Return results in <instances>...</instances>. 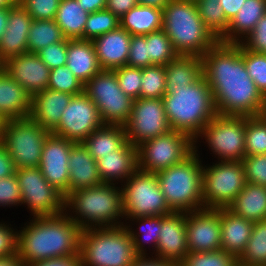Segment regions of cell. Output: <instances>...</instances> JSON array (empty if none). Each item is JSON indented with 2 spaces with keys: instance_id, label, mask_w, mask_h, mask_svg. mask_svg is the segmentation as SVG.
<instances>
[{
  "instance_id": "f5cc1de1",
  "label": "cell",
  "mask_w": 266,
  "mask_h": 266,
  "mask_svg": "<svg viewBox=\"0 0 266 266\" xmlns=\"http://www.w3.org/2000/svg\"><path fill=\"white\" fill-rule=\"evenodd\" d=\"M164 216H149V217H136L133 219H137L142 221L143 225L147 226V228L143 229L145 231H143L142 229V225L140 228V230H142L141 232H143V236H144V240L143 241H147V242H154V247L157 249L158 246V241H159V234L161 231V227H162V218Z\"/></svg>"
},
{
  "instance_id": "484cf974",
  "label": "cell",
  "mask_w": 266,
  "mask_h": 266,
  "mask_svg": "<svg viewBox=\"0 0 266 266\" xmlns=\"http://www.w3.org/2000/svg\"><path fill=\"white\" fill-rule=\"evenodd\" d=\"M219 216L221 224V249L238 259L251 238L254 222L233 214L227 208L219 209Z\"/></svg>"
},
{
  "instance_id": "4316f807",
  "label": "cell",
  "mask_w": 266,
  "mask_h": 266,
  "mask_svg": "<svg viewBox=\"0 0 266 266\" xmlns=\"http://www.w3.org/2000/svg\"><path fill=\"white\" fill-rule=\"evenodd\" d=\"M97 167L103 183L129 178L137 169V147L126 141L118 150L98 159Z\"/></svg>"
},
{
  "instance_id": "ffe728a7",
  "label": "cell",
  "mask_w": 266,
  "mask_h": 266,
  "mask_svg": "<svg viewBox=\"0 0 266 266\" xmlns=\"http://www.w3.org/2000/svg\"><path fill=\"white\" fill-rule=\"evenodd\" d=\"M186 212H173L162 218L157 255L159 259L180 264L189 253L186 232Z\"/></svg>"
},
{
  "instance_id": "f546056e",
  "label": "cell",
  "mask_w": 266,
  "mask_h": 266,
  "mask_svg": "<svg viewBox=\"0 0 266 266\" xmlns=\"http://www.w3.org/2000/svg\"><path fill=\"white\" fill-rule=\"evenodd\" d=\"M265 13L266 0H245L238 13L229 22L227 32L219 41L222 43H239L240 41L236 36L250 34Z\"/></svg>"
},
{
  "instance_id": "e7e4bbea",
  "label": "cell",
  "mask_w": 266,
  "mask_h": 266,
  "mask_svg": "<svg viewBox=\"0 0 266 266\" xmlns=\"http://www.w3.org/2000/svg\"><path fill=\"white\" fill-rule=\"evenodd\" d=\"M9 6L0 8V40L5 32L8 22Z\"/></svg>"
},
{
  "instance_id": "cb8c5ba5",
  "label": "cell",
  "mask_w": 266,
  "mask_h": 266,
  "mask_svg": "<svg viewBox=\"0 0 266 266\" xmlns=\"http://www.w3.org/2000/svg\"><path fill=\"white\" fill-rule=\"evenodd\" d=\"M32 95L0 66V116L13 120L30 116Z\"/></svg>"
},
{
  "instance_id": "52a82bcc",
  "label": "cell",
  "mask_w": 266,
  "mask_h": 266,
  "mask_svg": "<svg viewBox=\"0 0 266 266\" xmlns=\"http://www.w3.org/2000/svg\"><path fill=\"white\" fill-rule=\"evenodd\" d=\"M113 184L102 183L98 186L72 191L65 197V207H73L76 210L75 212L82 217V219H79L78 216L76 218L69 216L82 230L94 227V225H89L91 221V223H95V228L96 225L99 228L102 225L103 228L122 226L120 224L116 225L117 222H113L119 216L124 215L122 190L115 189L114 186H111ZM84 218L87 219V222Z\"/></svg>"
},
{
  "instance_id": "836d02e7",
  "label": "cell",
  "mask_w": 266,
  "mask_h": 266,
  "mask_svg": "<svg viewBox=\"0 0 266 266\" xmlns=\"http://www.w3.org/2000/svg\"><path fill=\"white\" fill-rule=\"evenodd\" d=\"M79 6L76 0H61L59 3L54 20L67 39L84 40V28L89 13Z\"/></svg>"
},
{
  "instance_id": "3957f363",
  "label": "cell",
  "mask_w": 266,
  "mask_h": 266,
  "mask_svg": "<svg viewBox=\"0 0 266 266\" xmlns=\"http://www.w3.org/2000/svg\"><path fill=\"white\" fill-rule=\"evenodd\" d=\"M127 226L83 229L80 234L81 266H131L144 248Z\"/></svg>"
},
{
  "instance_id": "8d00e7d4",
  "label": "cell",
  "mask_w": 266,
  "mask_h": 266,
  "mask_svg": "<svg viewBox=\"0 0 266 266\" xmlns=\"http://www.w3.org/2000/svg\"><path fill=\"white\" fill-rule=\"evenodd\" d=\"M195 3L203 23L219 40L229 25L219 0H197Z\"/></svg>"
},
{
  "instance_id": "5b68a950",
  "label": "cell",
  "mask_w": 266,
  "mask_h": 266,
  "mask_svg": "<svg viewBox=\"0 0 266 266\" xmlns=\"http://www.w3.org/2000/svg\"><path fill=\"white\" fill-rule=\"evenodd\" d=\"M162 29L179 55L202 57L219 41L203 23L195 2L170 0L163 9Z\"/></svg>"
},
{
  "instance_id": "4fadbf2b",
  "label": "cell",
  "mask_w": 266,
  "mask_h": 266,
  "mask_svg": "<svg viewBox=\"0 0 266 266\" xmlns=\"http://www.w3.org/2000/svg\"><path fill=\"white\" fill-rule=\"evenodd\" d=\"M15 175L22 203L28 205L34 217L58 215L66 210L65 196L45 179L39 167L19 168Z\"/></svg>"
},
{
  "instance_id": "f6af8a7d",
  "label": "cell",
  "mask_w": 266,
  "mask_h": 266,
  "mask_svg": "<svg viewBox=\"0 0 266 266\" xmlns=\"http://www.w3.org/2000/svg\"><path fill=\"white\" fill-rule=\"evenodd\" d=\"M120 89L132 99L140 98L142 68L123 66L114 69Z\"/></svg>"
},
{
  "instance_id": "c3c4849f",
  "label": "cell",
  "mask_w": 266,
  "mask_h": 266,
  "mask_svg": "<svg viewBox=\"0 0 266 266\" xmlns=\"http://www.w3.org/2000/svg\"><path fill=\"white\" fill-rule=\"evenodd\" d=\"M127 66L137 68L151 66V60L148 57V42L146 41V35H132Z\"/></svg>"
},
{
  "instance_id": "bcb514c9",
  "label": "cell",
  "mask_w": 266,
  "mask_h": 266,
  "mask_svg": "<svg viewBox=\"0 0 266 266\" xmlns=\"http://www.w3.org/2000/svg\"><path fill=\"white\" fill-rule=\"evenodd\" d=\"M241 161L246 182L266 187V154L245 156Z\"/></svg>"
},
{
  "instance_id": "816d5d0a",
  "label": "cell",
  "mask_w": 266,
  "mask_h": 266,
  "mask_svg": "<svg viewBox=\"0 0 266 266\" xmlns=\"http://www.w3.org/2000/svg\"><path fill=\"white\" fill-rule=\"evenodd\" d=\"M22 204L20 187L13 174L6 178H0V205Z\"/></svg>"
},
{
  "instance_id": "89a4df30",
  "label": "cell",
  "mask_w": 266,
  "mask_h": 266,
  "mask_svg": "<svg viewBox=\"0 0 266 266\" xmlns=\"http://www.w3.org/2000/svg\"><path fill=\"white\" fill-rule=\"evenodd\" d=\"M182 1L196 2L197 0H182Z\"/></svg>"
},
{
  "instance_id": "277c9868",
  "label": "cell",
  "mask_w": 266,
  "mask_h": 266,
  "mask_svg": "<svg viewBox=\"0 0 266 266\" xmlns=\"http://www.w3.org/2000/svg\"><path fill=\"white\" fill-rule=\"evenodd\" d=\"M162 100L171 129L186 133L193 140L217 115L213 93L203 75L193 84L166 93Z\"/></svg>"
},
{
  "instance_id": "9a60e30c",
  "label": "cell",
  "mask_w": 266,
  "mask_h": 266,
  "mask_svg": "<svg viewBox=\"0 0 266 266\" xmlns=\"http://www.w3.org/2000/svg\"><path fill=\"white\" fill-rule=\"evenodd\" d=\"M123 126L127 141L133 146L172 130L162 98L134 99L130 116Z\"/></svg>"
},
{
  "instance_id": "680465c9",
  "label": "cell",
  "mask_w": 266,
  "mask_h": 266,
  "mask_svg": "<svg viewBox=\"0 0 266 266\" xmlns=\"http://www.w3.org/2000/svg\"><path fill=\"white\" fill-rule=\"evenodd\" d=\"M245 0H219L226 19L230 22L233 17L238 13L239 9L244 4Z\"/></svg>"
},
{
  "instance_id": "9c48e42d",
  "label": "cell",
  "mask_w": 266,
  "mask_h": 266,
  "mask_svg": "<svg viewBox=\"0 0 266 266\" xmlns=\"http://www.w3.org/2000/svg\"><path fill=\"white\" fill-rule=\"evenodd\" d=\"M194 142L188 134L174 130L141 142L136 146L137 167L157 174L180 164L194 152Z\"/></svg>"
},
{
  "instance_id": "94428289",
  "label": "cell",
  "mask_w": 266,
  "mask_h": 266,
  "mask_svg": "<svg viewBox=\"0 0 266 266\" xmlns=\"http://www.w3.org/2000/svg\"><path fill=\"white\" fill-rule=\"evenodd\" d=\"M79 7L87 13L105 10L107 0H76Z\"/></svg>"
},
{
  "instance_id": "44dd1931",
  "label": "cell",
  "mask_w": 266,
  "mask_h": 266,
  "mask_svg": "<svg viewBox=\"0 0 266 266\" xmlns=\"http://www.w3.org/2000/svg\"><path fill=\"white\" fill-rule=\"evenodd\" d=\"M33 18L16 1L9 6L8 22L0 40V64L6 59L28 52V34Z\"/></svg>"
},
{
  "instance_id": "681fc988",
  "label": "cell",
  "mask_w": 266,
  "mask_h": 266,
  "mask_svg": "<svg viewBox=\"0 0 266 266\" xmlns=\"http://www.w3.org/2000/svg\"><path fill=\"white\" fill-rule=\"evenodd\" d=\"M51 70L67 63V38L61 42L50 44L36 53Z\"/></svg>"
},
{
  "instance_id": "d6a6232c",
  "label": "cell",
  "mask_w": 266,
  "mask_h": 266,
  "mask_svg": "<svg viewBox=\"0 0 266 266\" xmlns=\"http://www.w3.org/2000/svg\"><path fill=\"white\" fill-rule=\"evenodd\" d=\"M119 21L131 35H146L162 29L163 10L138 4Z\"/></svg>"
},
{
  "instance_id": "1f68e13d",
  "label": "cell",
  "mask_w": 266,
  "mask_h": 266,
  "mask_svg": "<svg viewBox=\"0 0 266 266\" xmlns=\"http://www.w3.org/2000/svg\"><path fill=\"white\" fill-rule=\"evenodd\" d=\"M166 93L195 83L202 75V58L179 55L165 65Z\"/></svg>"
},
{
  "instance_id": "9f6ffc18",
  "label": "cell",
  "mask_w": 266,
  "mask_h": 266,
  "mask_svg": "<svg viewBox=\"0 0 266 266\" xmlns=\"http://www.w3.org/2000/svg\"><path fill=\"white\" fill-rule=\"evenodd\" d=\"M25 266H81L80 255L41 260Z\"/></svg>"
},
{
  "instance_id": "7a4b0ae2",
  "label": "cell",
  "mask_w": 266,
  "mask_h": 266,
  "mask_svg": "<svg viewBox=\"0 0 266 266\" xmlns=\"http://www.w3.org/2000/svg\"><path fill=\"white\" fill-rule=\"evenodd\" d=\"M33 221L17 233V253L24 265L79 255L82 229L66 213L35 217Z\"/></svg>"
},
{
  "instance_id": "83f0119b",
  "label": "cell",
  "mask_w": 266,
  "mask_h": 266,
  "mask_svg": "<svg viewBox=\"0 0 266 266\" xmlns=\"http://www.w3.org/2000/svg\"><path fill=\"white\" fill-rule=\"evenodd\" d=\"M66 65L84 85L102 70L92 41L83 39H67Z\"/></svg>"
},
{
  "instance_id": "ba28073f",
  "label": "cell",
  "mask_w": 266,
  "mask_h": 266,
  "mask_svg": "<svg viewBox=\"0 0 266 266\" xmlns=\"http://www.w3.org/2000/svg\"><path fill=\"white\" fill-rule=\"evenodd\" d=\"M50 133L28 116L5 121L0 142L17 169L39 167L43 145Z\"/></svg>"
},
{
  "instance_id": "6125c7cd",
  "label": "cell",
  "mask_w": 266,
  "mask_h": 266,
  "mask_svg": "<svg viewBox=\"0 0 266 266\" xmlns=\"http://www.w3.org/2000/svg\"><path fill=\"white\" fill-rule=\"evenodd\" d=\"M0 266H25L17 254L0 257Z\"/></svg>"
},
{
  "instance_id": "f35d334b",
  "label": "cell",
  "mask_w": 266,
  "mask_h": 266,
  "mask_svg": "<svg viewBox=\"0 0 266 266\" xmlns=\"http://www.w3.org/2000/svg\"><path fill=\"white\" fill-rule=\"evenodd\" d=\"M146 41L148 42V57L151 60V66H165L179 56L163 29L146 34Z\"/></svg>"
},
{
  "instance_id": "e575fe53",
  "label": "cell",
  "mask_w": 266,
  "mask_h": 266,
  "mask_svg": "<svg viewBox=\"0 0 266 266\" xmlns=\"http://www.w3.org/2000/svg\"><path fill=\"white\" fill-rule=\"evenodd\" d=\"M64 39L61 28L54 19L33 20L27 38L28 52L37 53L50 44L61 42Z\"/></svg>"
},
{
  "instance_id": "7bdbcfd3",
  "label": "cell",
  "mask_w": 266,
  "mask_h": 266,
  "mask_svg": "<svg viewBox=\"0 0 266 266\" xmlns=\"http://www.w3.org/2000/svg\"><path fill=\"white\" fill-rule=\"evenodd\" d=\"M180 266H238V259L224 250L188 253Z\"/></svg>"
},
{
  "instance_id": "d6986e66",
  "label": "cell",
  "mask_w": 266,
  "mask_h": 266,
  "mask_svg": "<svg viewBox=\"0 0 266 266\" xmlns=\"http://www.w3.org/2000/svg\"><path fill=\"white\" fill-rule=\"evenodd\" d=\"M0 66L32 96L48 87L50 69L36 53L13 56Z\"/></svg>"
},
{
  "instance_id": "a7ac6f4b",
  "label": "cell",
  "mask_w": 266,
  "mask_h": 266,
  "mask_svg": "<svg viewBox=\"0 0 266 266\" xmlns=\"http://www.w3.org/2000/svg\"><path fill=\"white\" fill-rule=\"evenodd\" d=\"M263 115L266 117V98H265V108H264V111H263Z\"/></svg>"
},
{
  "instance_id": "ee69618b",
  "label": "cell",
  "mask_w": 266,
  "mask_h": 266,
  "mask_svg": "<svg viewBox=\"0 0 266 266\" xmlns=\"http://www.w3.org/2000/svg\"><path fill=\"white\" fill-rule=\"evenodd\" d=\"M242 58L249 77L254 81L264 98H266V54L250 51L242 45Z\"/></svg>"
},
{
  "instance_id": "8fae6325",
  "label": "cell",
  "mask_w": 266,
  "mask_h": 266,
  "mask_svg": "<svg viewBox=\"0 0 266 266\" xmlns=\"http://www.w3.org/2000/svg\"><path fill=\"white\" fill-rule=\"evenodd\" d=\"M242 161H222L202 168V200L206 209L227 208L246 185Z\"/></svg>"
},
{
  "instance_id": "6da1fadb",
  "label": "cell",
  "mask_w": 266,
  "mask_h": 266,
  "mask_svg": "<svg viewBox=\"0 0 266 266\" xmlns=\"http://www.w3.org/2000/svg\"><path fill=\"white\" fill-rule=\"evenodd\" d=\"M201 58L203 77L213 93L217 114L239 117L263 114L265 98L249 77L240 42L218 41Z\"/></svg>"
},
{
  "instance_id": "6f0895ef",
  "label": "cell",
  "mask_w": 266,
  "mask_h": 266,
  "mask_svg": "<svg viewBox=\"0 0 266 266\" xmlns=\"http://www.w3.org/2000/svg\"><path fill=\"white\" fill-rule=\"evenodd\" d=\"M16 166L5 146L0 142V178H6L16 173Z\"/></svg>"
},
{
  "instance_id": "003e7915",
  "label": "cell",
  "mask_w": 266,
  "mask_h": 266,
  "mask_svg": "<svg viewBox=\"0 0 266 266\" xmlns=\"http://www.w3.org/2000/svg\"><path fill=\"white\" fill-rule=\"evenodd\" d=\"M5 120L0 116V140L2 137V131H3V125H4Z\"/></svg>"
},
{
  "instance_id": "30bf717a",
  "label": "cell",
  "mask_w": 266,
  "mask_h": 266,
  "mask_svg": "<svg viewBox=\"0 0 266 266\" xmlns=\"http://www.w3.org/2000/svg\"><path fill=\"white\" fill-rule=\"evenodd\" d=\"M126 180L122 189V208L127 218L173 213L161 191L156 174L137 169Z\"/></svg>"
},
{
  "instance_id": "d4e9b609",
  "label": "cell",
  "mask_w": 266,
  "mask_h": 266,
  "mask_svg": "<svg viewBox=\"0 0 266 266\" xmlns=\"http://www.w3.org/2000/svg\"><path fill=\"white\" fill-rule=\"evenodd\" d=\"M72 94L46 88L32 96L30 117L44 129L52 132L60 123L62 112L69 104Z\"/></svg>"
},
{
  "instance_id": "91938a15",
  "label": "cell",
  "mask_w": 266,
  "mask_h": 266,
  "mask_svg": "<svg viewBox=\"0 0 266 266\" xmlns=\"http://www.w3.org/2000/svg\"><path fill=\"white\" fill-rule=\"evenodd\" d=\"M131 266H180V265L176 262L167 261L159 258H156V260L153 258L151 260H148L145 258L144 255V257L139 256Z\"/></svg>"
},
{
  "instance_id": "4dcf8cb0",
  "label": "cell",
  "mask_w": 266,
  "mask_h": 266,
  "mask_svg": "<svg viewBox=\"0 0 266 266\" xmlns=\"http://www.w3.org/2000/svg\"><path fill=\"white\" fill-rule=\"evenodd\" d=\"M127 141L124 126L103 124L82 143L97 161L118 150Z\"/></svg>"
},
{
  "instance_id": "e0dca14e",
  "label": "cell",
  "mask_w": 266,
  "mask_h": 266,
  "mask_svg": "<svg viewBox=\"0 0 266 266\" xmlns=\"http://www.w3.org/2000/svg\"><path fill=\"white\" fill-rule=\"evenodd\" d=\"M185 221L189 253L221 249L219 209L186 212Z\"/></svg>"
},
{
  "instance_id": "db71d44e",
  "label": "cell",
  "mask_w": 266,
  "mask_h": 266,
  "mask_svg": "<svg viewBox=\"0 0 266 266\" xmlns=\"http://www.w3.org/2000/svg\"><path fill=\"white\" fill-rule=\"evenodd\" d=\"M18 234L11 228L0 224V257L17 254Z\"/></svg>"
},
{
  "instance_id": "60d3db41",
  "label": "cell",
  "mask_w": 266,
  "mask_h": 266,
  "mask_svg": "<svg viewBox=\"0 0 266 266\" xmlns=\"http://www.w3.org/2000/svg\"><path fill=\"white\" fill-rule=\"evenodd\" d=\"M119 26V18L108 10L90 13L84 28V40L92 41L109 31L117 29Z\"/></svg>"
},
{
  "instance_id": "f1b7e54d",
  "label": "cell",
  "mask_w": 266,
  "mask_h": 266,
  "mask_svg": "<svg viewBox=\"0 0 266 266\" xmlns=\"http://www.w3.org/2000/svg\"><path fill=\"white\" fill-rule=\"evenodd\" d=\"M227 209L254 223L266 220V187L246 183Z\"/></svg>"
},
{
  "instance_id": "d590c367",
  "label": "cell",
  "mask_w": 266,
  "mask_h": 266,
  "mask_svg": "<svg viewBox=\"0 0 266 266\" xmlns=\"http://www.w3.org/2000/svg\"><path fill=\"white\" fill-rule=\"evenodd\" d=\"M238 266H266V220L255 222Z\"/></svg>"
},
{
  "instance_id": "5bb4252c",
  "label": "cell",
  "mask_w": 266,
  "mask_h": 266,
  "mask_svg": "<svg viewBox=\"0 0 266 266\" xmlns=\"http://www.w3.org/2000/svg\"><path fill=\"white\" fill-rule=\"evenodd\" d=\"M245 124L246 117L217 114L199 134L222 161H241L245 157Z\"/></svg>"
},
{
  "instance_id": "8992f818",
  "label": "cell",
  "mask_w": 266,
  "mask_h": 266,
  "mask_svg": "<svg viewBox=\"0 0 266 266\" xmlns=\"http://www.w3.org/2000/svg\"><path fill=\"white\" fill-rule=\"evenodd\" d=\"M195 149L194 146V152L182 163L156 174L161 191L173 212L204 209L202 200L203 166L199 164Z\"/></svg>"
},
{
  "instance_id": "ab89813d",
  "label": "cell",
  "mask_w": 266,
  "mask_h": 266,
  "mask_svg": "<svg viewBox=\"0 0 266 266\" xmlns=\"http://www.w3.org/2000/svg\"><path fill=\"white\" fill-rule=\"evenodd\" d=\"M165 66L152 65L142 68L140 98H163L166 94Z\"/></svg>"
},
{
  "instance_id": "b9f144b4",
  "label": "cell",
  "mask_w": 266,
  "mask_h": 266,
  "mask_svg": "<svg viewBox=\"0 0 266 266\" xmlns=\"http://www.w3.org/2000/svg\"><path fill=\"white\" fill-rule=\"evenodd\" d=\"M47 88L72 95L84 92V84L70 71L67 65L50 70Z\"/></svg>"
},
{
  "instance_id": "2e32d148",
  "label": "cell",
  "mask_w": 266,
  "mask_h": 266,
  "mask_svg": "<svg viewBox=\"0 0 266 266\" xmlns=\"http://www.w3.org/2000/svg\"><path fill=\"white\" fill-rule=\"evenodd\" d=\"M103 124L97 106L83 92L73 95L51 133L81 143Z\"/></svg>"
},
{
  "instance_id": "f907efd6",
  "label": "cell",
  "mask_w": 266,
  "mask_h": 266,
  "mask_svg": "<svg viewBox=\"0 0 266 266\" xmlns=\"http://www.w3.org/2000/svg\"><path fill=\"white\" fill-rule=\"evenodd\" d=\"M247 37V38H246ZM246 41L243 43L240 42L246 49L266 54V13L260 18L258 23L256 24L255 28L245 36Z\"/></svg>"
},
{
  "instance_id": "74e56055",
  "label": "cell",
  "mask_w": 266,
  "mask_h": 266,
  "mask_svg": "<svg viewBox=\"0 0 266 266\" xmlns=\"http://www.w3.org/2000/svg\"><path fill=\"white\" fill-rule=\"evenodd\" d=\"M266 154V117H246L245 156Z\"/></svg>"
},
{
  "instance_id": "11a10c76",
  "label": "cell",
  "mask_w": 266,
  "mask_h": 266,
  "mask_svg": "<svg viewBox=\"0 0 266 266\" xmlns=\"http://www.w3.org/2000/svg\"><path fill=\"white\" fill-rule=\"evenodd\" d=\"M137 5V0H107L105 10H108L118 18H121L130 9Z\"/></svg>"
},
{
  "instance_id": "ac0fdd59",
  "label": "cell",
  "mask_w": 266,
  "mask_h": 266,
  "mask_svg": "<svg viewBox=\"0 0 266 266\" xmlns=\"http://www.w3.org/2000/svg\"><path fill=\"white\" fill-rule=\"evenodd\" d=\"M74 143L50 133L44 142L39 164L45 179L65 197L68 195L69 153Z\"/></svg>"
},
{
  "instance_id": "03108f58",
  "label": "cell",
  "mask_w": 266,
  "mask_h": 266,
  "mask_svg": "<svg viewBox=\"0 0 266 266\" xmlns=\"http://www.w3.org/2000/svg\"><path fill=\"white\" fill-rule=\"evenodd\" d=\"M17 0H0V8L12 6Z\"/></svg>"
},
{
  "instance_id": "7dc6e473",
  "label": "cell",
  "mask_w": 266,
  "mask_h": 266,
  "mask_svg": "<svg viewBox=\"0 0 266 266\" xmlns=\"http://www.w3.org/2000/svg\"><path fill=\"white\" fill-rule=\"evenodd\" d=\"M33 20L55 19L61 0H17Z\"/></svg>"
},
{
  "instance_id": "603a6c76",
  "label": "cell",
  "mask_w": 266,
  "mask_h": 266,
  "mask_svg": "<svg viewBox=\"0 0 266 266\" xmlns=\"http://www.w3.org/2000/svg\"><path fill=\"white\" fill-rule=\"evenodd\" d=\"M68 168V194L72 191L98 186L103 183L99 176L96 160L82 142L72 145Z\"/></svg>"
},
{
  "instance_id": "7c38bea8",
  "label": "cell",
  "mask_w": 266,
  "mask_h": 266,
  "mask_svg": "<svg viewBox=\"0 0 266 266\" xmlns=\"http://www.w3.org/2000/svg\"><path fill=\"white\" fill-rule=\"evenodd\" d=\"M84 93L95 103L104 124L124 125L131 113L133 100L119 87L114 70H101L85 85Z\"/></svg>"
},
{
  "instance_id": "be15d7a7",
  "label": "cell",
  "mask_w": 266,
  "mask_h": 266,
  "mask_svg": "<svg viewBox=\"0 0 266 266\" xmlns=\"http://www.w3.org/2000/svg\"><path fill=\"white\" fill-rule=\"evenodd\" d=\"M170 0H137L138 4L163 10Z\"/></svg>"
},
{
  "instance_id": "7402d4cb",
  "label": "cell",
  "mask_w": 266,
  "mask_h": 266,
  "mask_svg": "<svg viewBox=\"0 0 266 266\" xmlns=\"http://www.w3.org/2000/svg\"><path fill=\"white\" fill-rule=\"evenodd\" d=\"M132 35L120 26L92 40L102 70L127 65Z\"/></svg>"
}]
</instances>
